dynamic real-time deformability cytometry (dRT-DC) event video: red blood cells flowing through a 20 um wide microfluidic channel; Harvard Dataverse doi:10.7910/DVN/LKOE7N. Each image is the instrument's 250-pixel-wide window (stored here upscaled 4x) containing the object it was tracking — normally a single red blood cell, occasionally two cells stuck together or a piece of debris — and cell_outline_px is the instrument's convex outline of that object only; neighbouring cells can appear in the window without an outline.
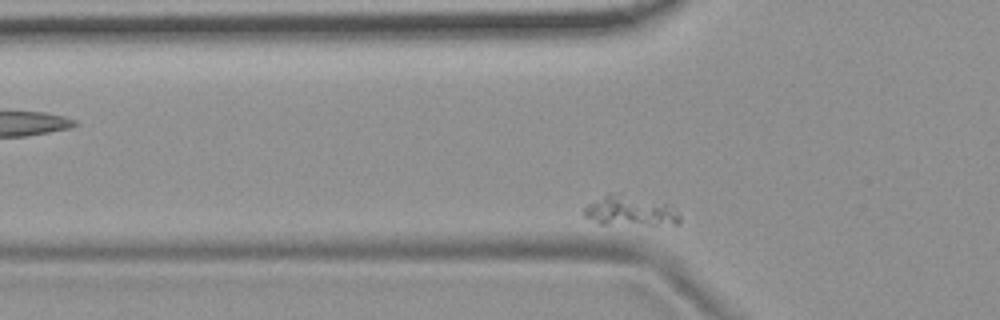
{"species": "common noctule bat (a hibernating species)", "species_latin": "Nyctalus noctula", "temperature_condition": "room temperature", "stored_images_in_passage": 3, "camera_frame_rate_fps": 3000, "um_per_image_px": 0.085, "animal": {"sex": "female", "body_mass_g": 19.9}, "frame": {"image": 1, "passage_image": 3, "time_ms": 0.667, "image_size_px": [1000, 320], "cell_outline_px": [[680, 224], [600, 224], [584, 216], [584, 208], [588, 204], [604, 196], [616, 192], [620, 192], [668, 204], [680, 212]], "centroid_in_image_um": [53.6, 17.92], "position_along_channel_um": 72.2, "area_um2": 16.76}}